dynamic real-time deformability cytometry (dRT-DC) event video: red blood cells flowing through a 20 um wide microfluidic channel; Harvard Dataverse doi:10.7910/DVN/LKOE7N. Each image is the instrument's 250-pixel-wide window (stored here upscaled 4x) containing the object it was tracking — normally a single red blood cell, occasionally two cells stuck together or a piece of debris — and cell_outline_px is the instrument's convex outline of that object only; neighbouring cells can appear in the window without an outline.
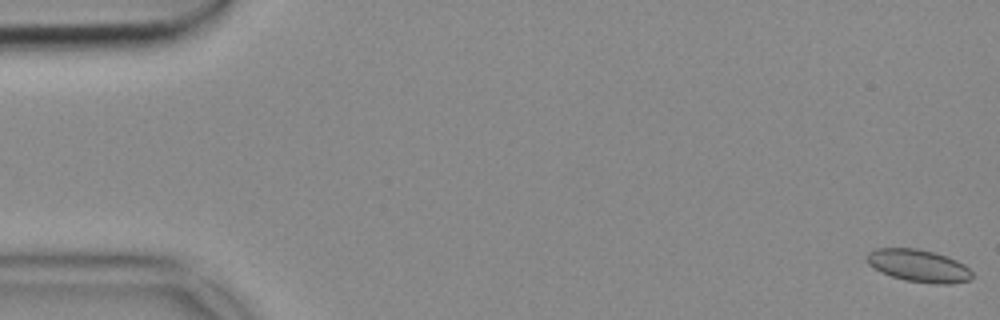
{"species": "common noctule bat (a hibernating species)", "species_latin": "Nyctalus noctula", "temperature_condition": "cold", "stored_images_in_passage": 17, "camera_frame_rate_fps": 3000, "um_per_image_px": 0.085, "animal": {"sex": "female", "body_mass_g": 18.4}, "frame": {"image": 1, "passage_image": 1, "time_ms": 0.0, "image_size_px": [1000, 320], "cell_outline_px": [[972, 276], [968, 280], [952, 284], [936, 284], [904, 280], [880, 272], [868, 264], [864, 260], [864, 256], [868, 252], [876, 248], [916, 248], [936, 252], [956, 260], [964, 264], [972, 272]], "centroid_in_image_um": [78.03, 22.58], "position_along_channel_um": 7.0, "area_um2": 20.11}}
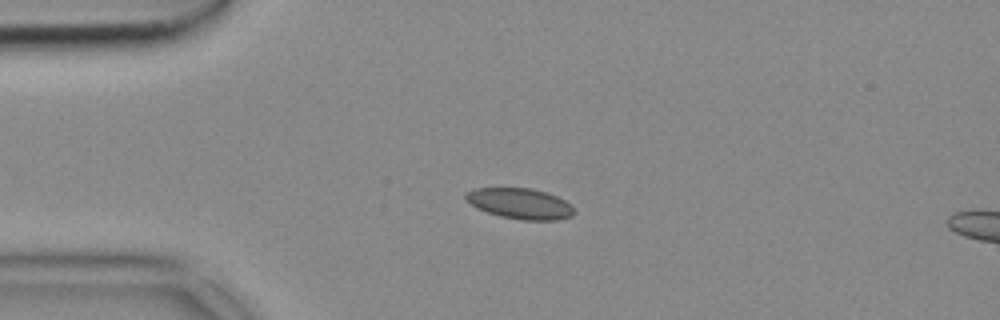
{"frame": {"image": 2, "passage_image": 13, "time_ms": 4.0, "image_size_px": [1000, 320], "cell_outline_px": [[576, 212], [572, 216], [556, 220], [524, 220], [500, 216], [476, 208], [464, 196], [464, 192], [472, 188], [532, 188], [548, 192], [564, 200]], "centroid_in_image_um": [44.19, 17.29], "position_along_channel_um": 40.8, "area_um2": 19.36}}